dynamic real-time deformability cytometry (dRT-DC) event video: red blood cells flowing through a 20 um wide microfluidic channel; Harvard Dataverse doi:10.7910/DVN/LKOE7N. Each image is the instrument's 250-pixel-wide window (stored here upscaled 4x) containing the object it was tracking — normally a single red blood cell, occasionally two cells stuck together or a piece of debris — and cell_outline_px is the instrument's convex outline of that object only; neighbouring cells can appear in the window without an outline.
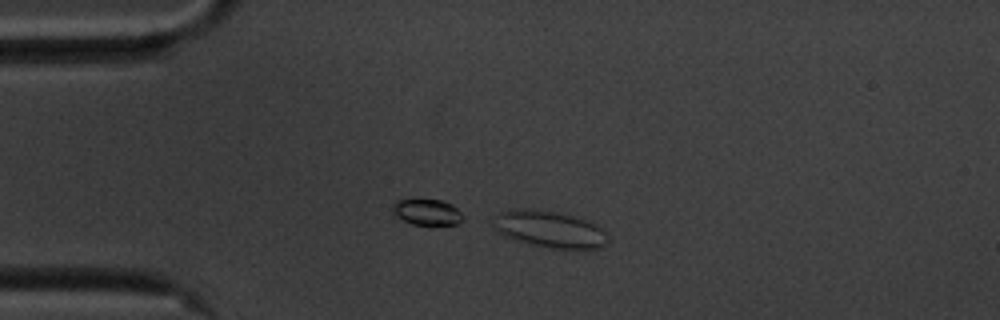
{"species": "common noctule bat (a hibernating species)", "species_latin": "Nyctalus noctula", "temperature_condition": "cold", "stored_images_in_passage": 46, "camera_frame_rate_fps": 3000, "um_per_image_px": 0.085, "animal": {"sex": "male", "body_mass_g": 20.1, "forearm_length_mm": 53.5}, "frame": {"image": 1, "passage_image": 3, "time_ms": 0.667, "image_size_px": [1000, 320], "cell_outline_px": [[608, 240], [600, 248], [548, 248], [528, 244], [512, 240], [496, 232], [492, 228], [496, 216], [500, 212], [516, 208], [524, 208], [552, 212], [572, 216], [596, 224], [608, 236]], "centroid_in_image_um": [46.64, 19.5], "position_along_channel_um": 38.4, "area_um2": 24.33}}
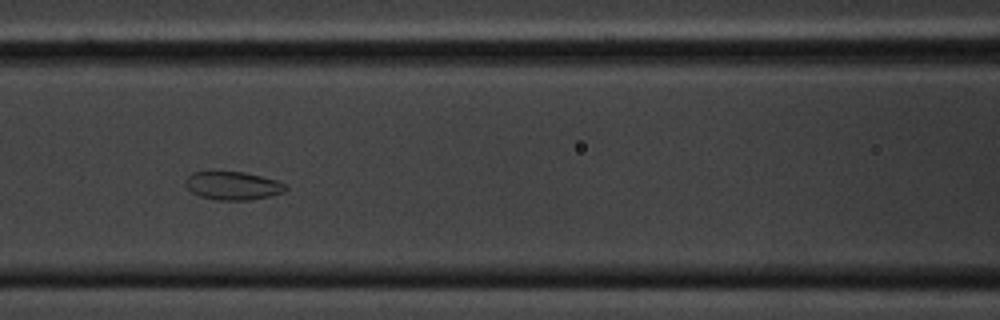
{"frame": {"image": 2, "passage_image": 15, "time_ms": 4.667, "image_size_px": [1000, 320], "cell_outline_px": [[288, 188], [284, 192], [272, 196], [248, 200], [216, 200], [200, 196], [192, 192], [184, 184], [184, 180], [192, 172], [244, 172], [276, 180], [284, 184]], "centroid_in_image_um": [19.79, 15.79], "position_along_channel_um": 146.8, "area_um2": 16.47}}
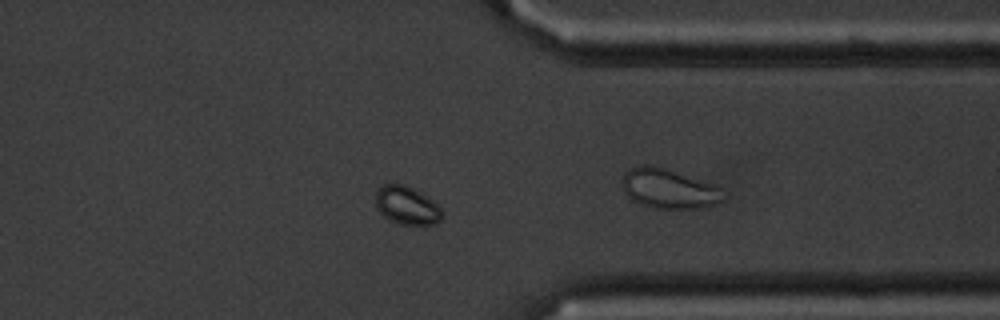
{"frame": {"image": 3, "passage_image": 33, "time_ms": 10.667, "image_size_px": [1000, 320], "cell_outline_px": [[444, 216], [436, 224], [424, 228], [400, 224], [388, 220], [376, 208], [376, 192], [384, 184], [404, 184], [428, 196], [444, 212]], "centroid_in_image_um": [34.63, 17.53], "position_along_channel_um": 376.8, "area_um2": 15.32}}